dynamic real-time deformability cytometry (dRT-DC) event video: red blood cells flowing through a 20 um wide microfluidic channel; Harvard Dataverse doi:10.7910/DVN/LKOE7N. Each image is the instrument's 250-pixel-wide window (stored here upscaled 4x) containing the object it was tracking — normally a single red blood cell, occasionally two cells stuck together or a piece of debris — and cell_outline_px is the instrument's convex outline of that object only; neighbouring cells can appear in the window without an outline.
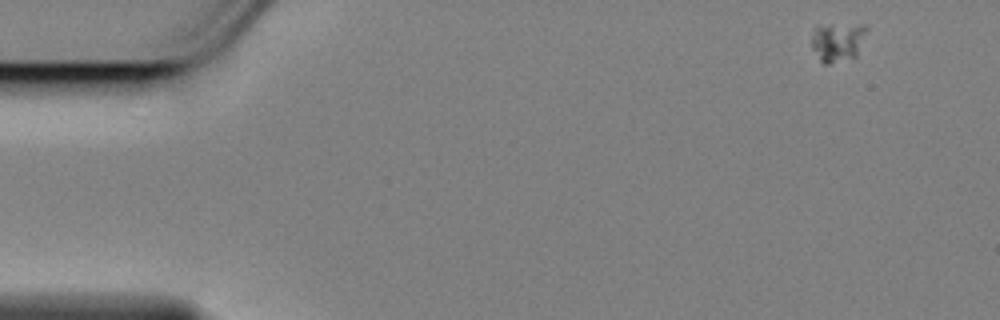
{"species": "Egyptian fruit bat (a non-hibernating species)", "species_latin": "Rousettus aegyptiacus", "temperature_condition": "cold", "stored_images_in_passage": 12, "camera_frame_rate_fps": 3000, "um_per_image_px": 0.085, "animal": {"sex": "female"}, "frame": {"image": 1, "passage_image": 1, "time_ms": 0.0, "image_size_px": [1000, 320], "cell_outline_px": [[868, 28], [856, 56], [828, 64], [824, 64], [820, 60], [812, 48], [812, 36], [816, 24], [864, 24]], "centroid_in_image_um": [71.19, 3.51], "position_along_channel_um": 13.8, "area_um2": 12.6}}